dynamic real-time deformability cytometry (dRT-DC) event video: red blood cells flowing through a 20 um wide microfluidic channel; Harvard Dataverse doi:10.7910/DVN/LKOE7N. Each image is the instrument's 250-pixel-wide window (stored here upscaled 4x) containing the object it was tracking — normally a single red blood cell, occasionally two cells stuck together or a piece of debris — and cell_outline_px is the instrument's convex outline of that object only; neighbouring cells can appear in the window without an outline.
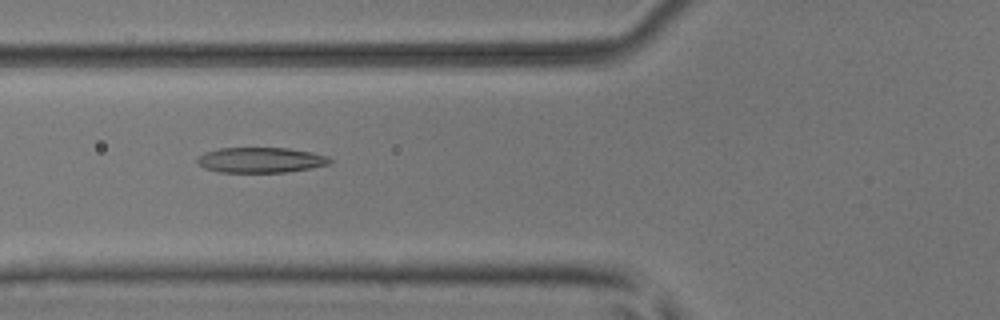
{"species": "common noctule bat (a hibernating species)", "species_latin": "Nyctalus noctula", "temperature_condition": "room temperature", "stored_images_in_passage": 50, "camera_frame_rate_fps": 3000, "um_per_image_px": 0.085, "animal": {"sex": "male", "body_mass_g": 17.9, "forearm_length_mm": 54.2}, "frame": {"image": 1, "passage_image": 20, "time_ms": 6.333, "image_size_px": [1000, 320], "cell_outline_px": [[332, 164], [288, 172], [220, 172], [204, 168], [196, 160], [196, 156], [204, 152], [220, 148], [288, 148], [312, 152], [328, 156], [332, 160]], "centroid_in_image_um": [22.17, 13.6], "position_along_channel_um": 103.6, "area_um2": 19.71}}
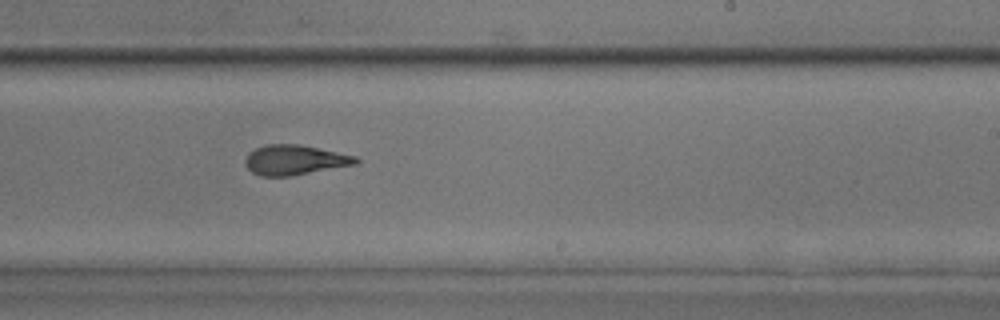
{"frame": {"image": 2, "passage_image": 32, "time_ms": 10.333, "image_size_px": [1000, 320], "cell_outline_px": [[360, 160], [356, 164], [292, 176], [260, 176], [252, 172], [244, 164], [244, 160], [248, 152], [256, 148], [268, 144], [300, 144], [356, 156]], "centroid_in_image_um": [25.03, 13.6], "position_along_channel_um": 264.0, "area_um2": 19.36}}
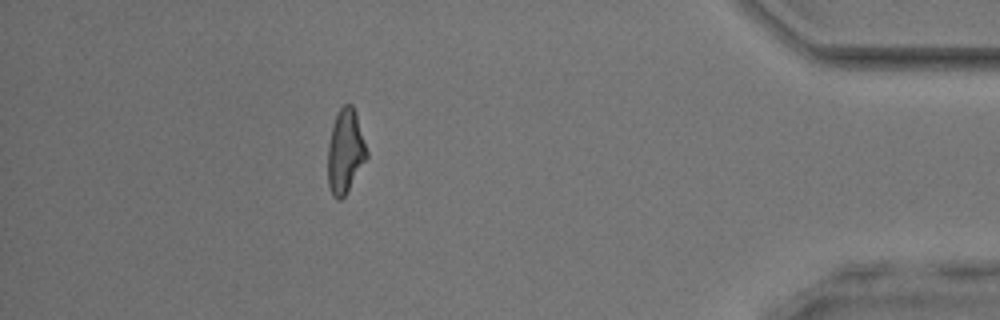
{"frame": {"image": 3, "passage_image": 46, "time_ms": 15.0, "image_size_px": [1000, 320], "cell_outline_px": [[368, 156], [344, 196], [340, 200], [336, 200], [332, 196], [328, 184], [328, 144], [332, 124], [340, 108], [344, 104], [352, 104], [356, 112], [368, 152]], "centroid_in_image_um": [29.34, 12.85], "position_along_channel_um": 405.9, "area_um2": 19.02}}